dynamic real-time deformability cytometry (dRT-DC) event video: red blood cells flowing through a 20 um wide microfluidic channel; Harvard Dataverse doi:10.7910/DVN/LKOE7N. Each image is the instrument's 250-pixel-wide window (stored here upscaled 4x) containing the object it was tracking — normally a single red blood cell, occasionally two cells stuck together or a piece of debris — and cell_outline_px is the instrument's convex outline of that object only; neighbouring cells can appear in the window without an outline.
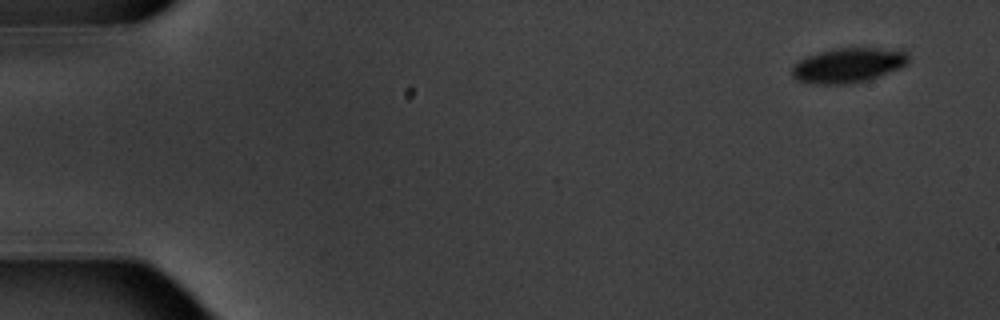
{"species": "common noctule bat (a hibernating species)", "species_latin": "Nyctalus noctula", "temperature_condition": "warm", "stored_images_in_passage": 4, "camera_frame_rate_fps": 3000, "um_per_image_px": 0.085, "animal": {"sex": "male", "body_mass_g": 20.1, "forearm_length_mm": 53.5}, "frame": {"image": 1, "passage_image": 1, "time_ms": 0.0, "image_size_px": [1000, 320], "cell_outline_px": [[908, 64], [900, 68], [868, 80], [852, 84], [808, 84], [796, 80], [792, 76], [792, 68], [800, 60], [808, 56], [820, 52], [840, 48], [872, 48], [908, 52]], "centroid_in_image_um": [72.08, 5.58], "position_along_channel_um": 12.9, "area_um2": 23.41}}
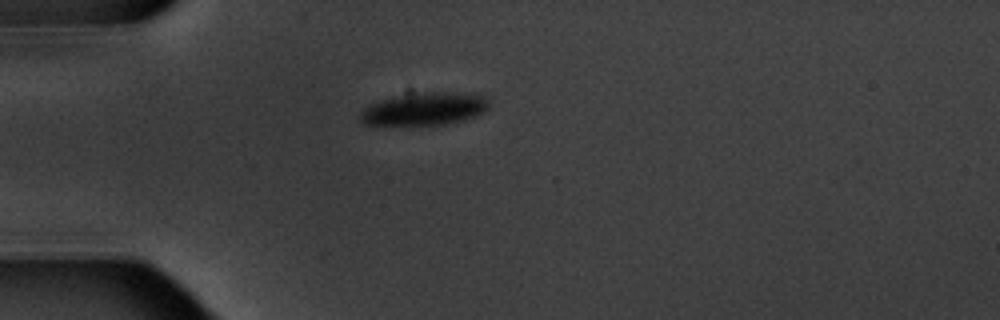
{"frame": {"image": 2, "passage_image": 4, "time_ms": 4.333, "image_size_px": [1000, 320], "cell_outline_px": [[488, 108], [484, 112], [476, 116], [464, 120], [444, 124], [408, 128], [368, 124], [360, 120], [360, 112], [364, 108], [372, 104], [396, 96], [420, 92], [444, 92], [484, 96], [488, 100]], "centroid_in_image_um": [36.05, 9.31], "position_along_channel_um": 49.0, "area_um2": 24.97}}